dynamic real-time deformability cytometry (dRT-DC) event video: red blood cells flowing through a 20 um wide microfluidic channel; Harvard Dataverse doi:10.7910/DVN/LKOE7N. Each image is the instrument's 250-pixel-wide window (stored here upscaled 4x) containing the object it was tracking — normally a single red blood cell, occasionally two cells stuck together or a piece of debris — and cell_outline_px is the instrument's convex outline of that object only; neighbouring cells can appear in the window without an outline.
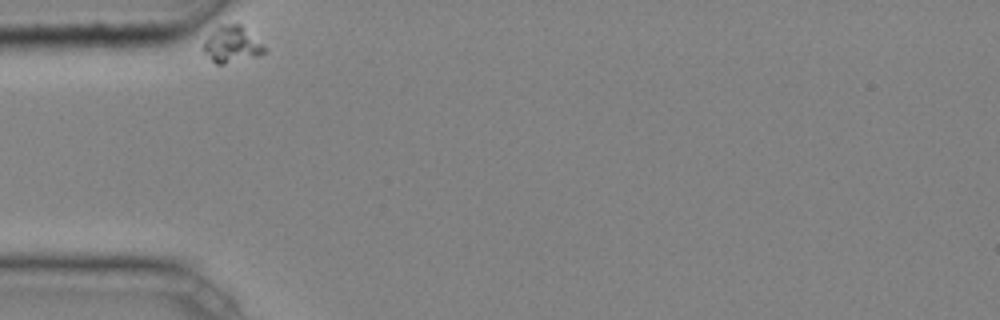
{"species": "common noctule bat (a hibernating species)", "species_latin": "Nyctalus noctula", "temperature_condition": "cold", "stored_images_in_passage": 2, "camera_frame_rate_fps": 3000, "um_per_image_px": 0.085, "animal": {"sex": "male", "body_mass_g": 20.4}, "frame": {"image": 1, "passage_image": 1, "time_ms": 0.0, "image_size_px": [1000, 320], "cell_outline_px": [[268, 52], [260, 56], [224, 64], [216, 64], [204, 52], [204, 40], [220, 24], [240, 24], [264, 44], [268, 48]], "centroid_in_image_um": [19.78, 3.79], "position_along_channel_um": 65.2, "area_um2": 13.06}}